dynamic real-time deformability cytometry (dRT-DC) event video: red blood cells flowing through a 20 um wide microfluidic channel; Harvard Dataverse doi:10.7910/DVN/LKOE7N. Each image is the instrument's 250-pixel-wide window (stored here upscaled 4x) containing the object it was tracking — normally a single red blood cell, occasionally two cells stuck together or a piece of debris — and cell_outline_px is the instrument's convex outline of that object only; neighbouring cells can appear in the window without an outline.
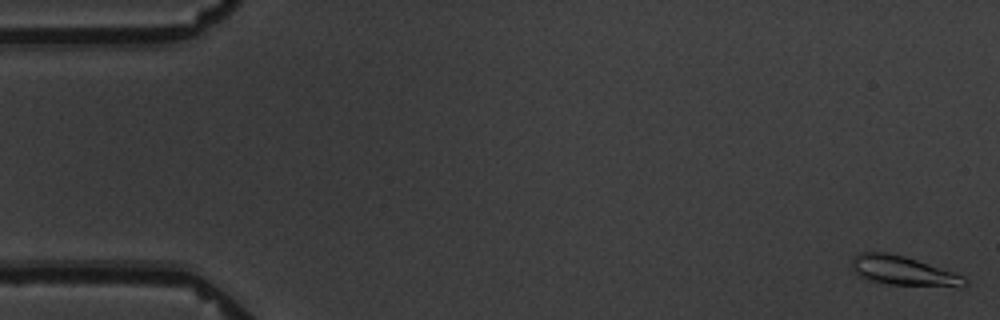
{"species": "common noctule bat (a hibernating species)", "species_latin": "Nyctalus noctula", "temperature_condition": "warm", "stored_images_in_passage": 10, "camera_frame_rate_fps": 3000, "um_per_image_px": 0.085, "animal": {"sex": "male", "body_mass_g": 19.5, "forearm_length_mm": 54.6}, "frame": {"image": 1, "passage_image": 1, "time_ms": 0.0, "image_size_px": [1000, 320], "cell_outline_px": [[968, 284], [960, 288], [888, 284], [868, 280], [852, 272], [852, 256], [860, 252], [888, 252], [904, 256], [964, 276], [968, 280]], "centroid_in_image_um": [76.78, 23.04], "position_along_channel_um": 8.2, "area_um2": 19.59}}
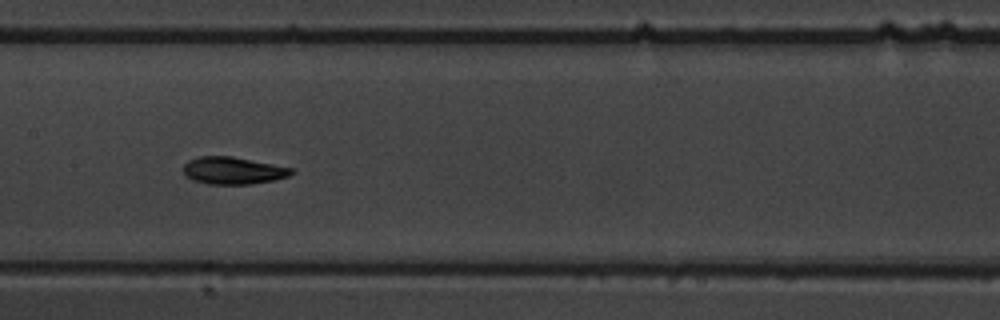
{"frame": {"image": 2, "passage_image": 9, "time_ms": 9.333, "image_size_px": [1000, 320], "cell_outline_px": [[296, 172], [288, 176], [276, 180], [252, 184], [208, 184], [192, 180], [184, 176], [184, 164], [188, 160], [200, 156], [232, 156], [292, 168]], "centroid_in_image_um": [19.8, 14.5], "position_along_channel_um": 187.6, "area_um2": 17.28}}
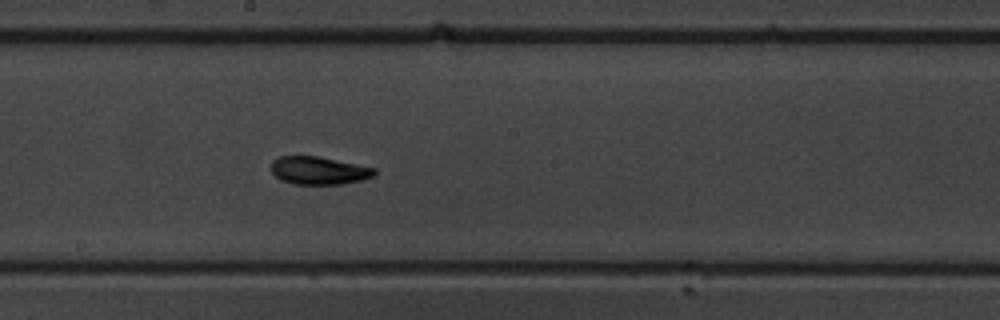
{"frame": {"image": 3, "passage_image": 10, "time_ms": 10.333, "image_size_px": [1000, 320], "cell_outline_px": [[376, 172], [372, 176], [360, 180], [340, 184], [296, 184], [280, 180], [272, 172], [272, 160], [280, 156], [320, 156], [376, 168]], "centroid_in_image_um": [27.09, 14.48], "position_along_channel_um": 221.1, "area_um2": 16.7}}